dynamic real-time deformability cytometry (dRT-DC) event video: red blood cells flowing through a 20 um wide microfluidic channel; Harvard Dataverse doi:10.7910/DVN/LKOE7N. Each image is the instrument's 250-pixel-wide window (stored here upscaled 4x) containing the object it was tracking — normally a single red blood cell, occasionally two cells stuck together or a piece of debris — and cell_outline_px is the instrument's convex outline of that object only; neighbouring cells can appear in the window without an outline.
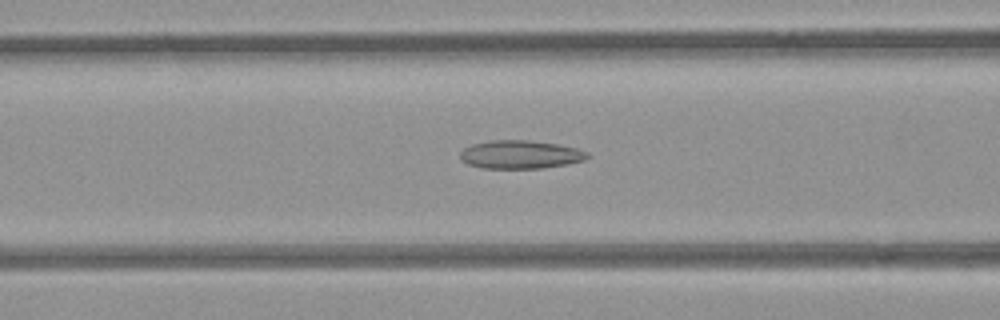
{"species": "common noctule bat (a hibernating species)", "species_latin": "Nyctalus noctula", "temperature_condition": "room temperature", "stored_images_in_passage": 44, "camera_frame_rate_fps": 3000, "um_per_image_px": 0.085, "animal": {"sex": "female", "body_mass_g": 21.9}, "frame": {"image": 1, "passage_image": 12, "time_ms": 3.667, "image_size_px": [1000, 320], "cell_outline_px": [[588, 156], [584, 160], [544, 168], [480, 168], [468, 164], [460, 160], [460, 152], [464, 148], [472, 144], [492, 140], [528, 140], [556, 144], [576, 148], [588, 152]], "centroid_in_image_um": [44.18, 13.13], "position_along_channel_um": 122.4, "area_um2": 20.87}}
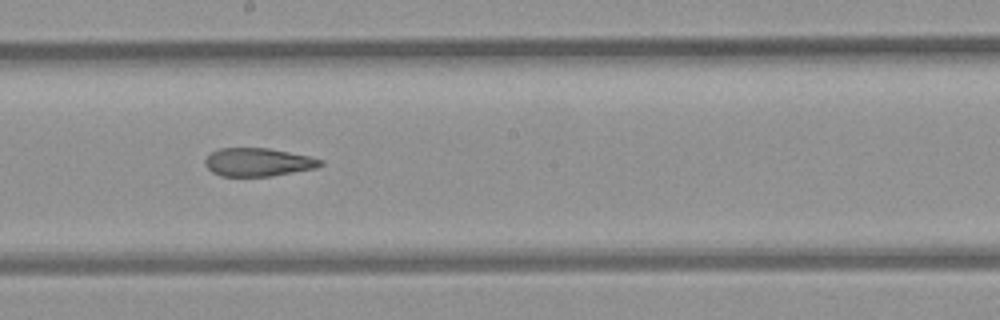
{"frame": {"image": 2, "passage_image": 20, "time_ms": 6.333, "image_size_px": [1000, 320], "cell_outline_px": [[324, 164], [316, 168], [272, 176], [220, 176], [212, 172], [204, 164], [204, 160], [212, 152], [220, 148], [268, 148], [308, 156], [324, 160]], "centroid_in_image_um": [21.94, 13.79], "position_along_channel_um": 226.3, "area_um2": 18.96}}
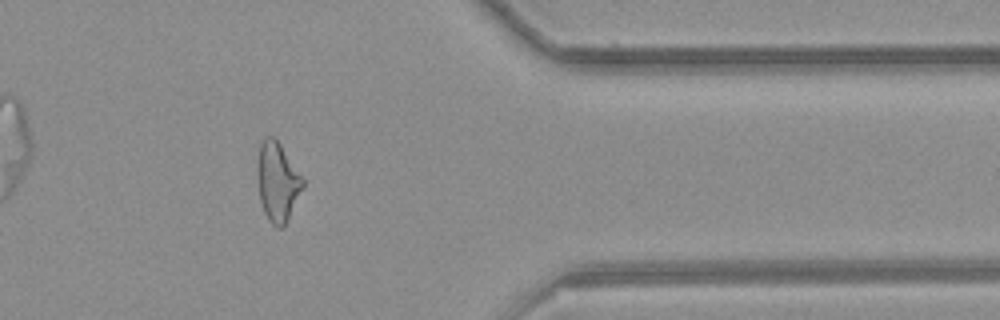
{"frame": {"image": 3, "passage_image": 34, "time_ms": 11.0, "image_size_px": [1000, 320], "cell_outline_px": [[304, 184], [288, 220], [280, 228], [276, 228], [268, 220], [264, 212], [260, 200], [256, 172], [256, 168], [260, 144], [268, 136], [272, 136], [280, 144], [304, 180]], "centroid_in_image_um": [23.56, 15.48], "position_along_channel_um": 387.8, "area_um2": 20.69}, "authors_computed_cell_mechanics": {"area_um2": 21.1259, "velocity_mm_per_s": 3.8855, "shape_relaxation_time_tau1_ms": null, "shape_relaxation_time_tau2_ms": 3.1123, "deformation_change_tau1": null, "deformation_change_tau2": 0.1103}}